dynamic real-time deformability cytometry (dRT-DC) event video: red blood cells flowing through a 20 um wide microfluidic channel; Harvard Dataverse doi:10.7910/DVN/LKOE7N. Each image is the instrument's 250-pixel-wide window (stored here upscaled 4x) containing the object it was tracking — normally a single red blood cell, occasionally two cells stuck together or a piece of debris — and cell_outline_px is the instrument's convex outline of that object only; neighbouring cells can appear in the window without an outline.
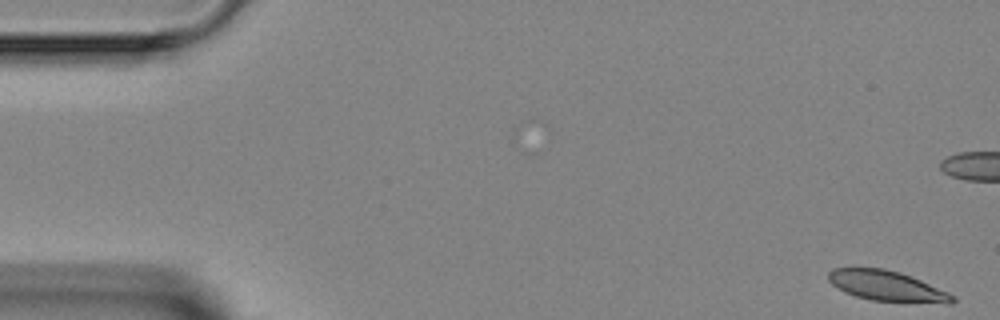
{"species": "Egyptian fruit bat (a non-hibernating species)", "species_latin": "Rousettus aegyptiacus", "temperature_condition": "room temperature", "stored_images_in_passage": 6, "camera_frame_rate_fps": 3000, "um_per_image_px": 0.085, "animal": {"sex": "female"}, "frame": {"image": 1, "passage_image": 1, "time_ms": 0.0, "image_size_px": [1000, 320], "cell_outline_px": [[956, 300], [872, 300], [856, 296], [844, 292], [832, 284], [828, 280], [828, 272], [832, 268], [884, 268], [900, 272], [912, 276], [948, 292], [956, 296]], "centroid_in_image_um": [75.22, 24.23], "position_along_channel_um": 9.8, "area_um2": 20.81}}
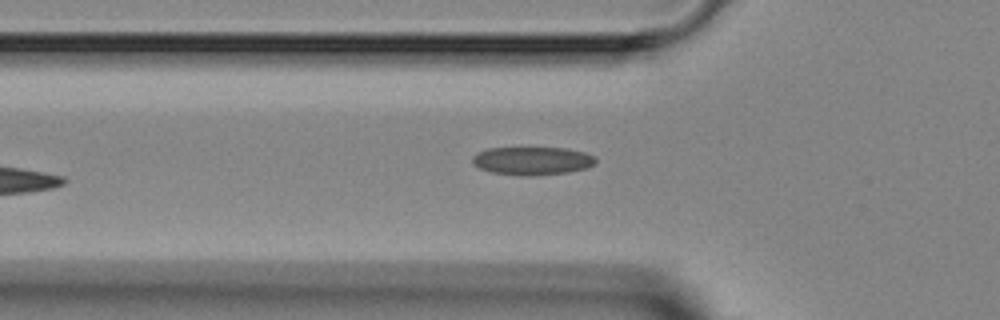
{"frame": {"image": 2, "passage_image": 6, "time_ms": 6.0, "image_size_px": [1000, 320], "cell_outline_px": [[596, 164], [588, 168], [568, 172], [536, 176], [520, 176], [492, 172], [480, 168], [472, 164], [472, 156], [488, 148], [564, 148], [584, 152], [596, 156]], "centroid_in_image_um": [45.28, 13.68], "position_along_channel_um": 80.5, "area_um2": 20.4}}